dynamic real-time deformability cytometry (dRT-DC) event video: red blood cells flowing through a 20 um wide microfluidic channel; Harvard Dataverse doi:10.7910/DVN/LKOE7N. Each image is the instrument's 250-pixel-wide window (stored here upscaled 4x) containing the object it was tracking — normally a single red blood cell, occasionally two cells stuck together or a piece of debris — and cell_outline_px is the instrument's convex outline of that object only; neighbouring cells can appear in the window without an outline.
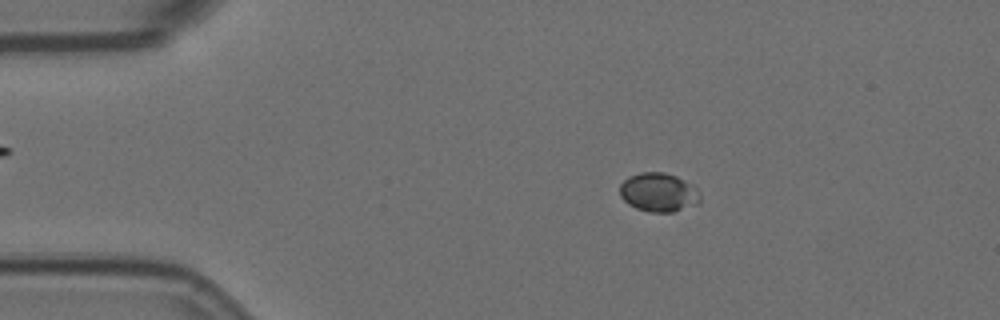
{"species": "Egyptian fruit bat (a non-hibernating species)", "species_latin": "Rousettus aegyptiacus", "temperature_condition": "room temperature", "stored_images_in_passage": 56, "camera_frame_rate_fps": 3000, "um_per_image_px": 0.085, "animal": {"sex": "female"}, "frame": {"image": 1, "passage_image": 10, "time_ms": 3.0, "image_size_px": [1000, 320], "cell_outline_px": [[700, 200], [696, 204], [672, 212], [648, 212], [636, 208], [628, 204], [620, 196], [620, 184], [628, 176], [640, 172], [664, 172], [676, 176], [692, 184], [696, 188], [700, 196]], "centroid_in_image_um": [55.95, 16.34], "position_along_channel_um": 29.0, "area_um2": 18.21}}
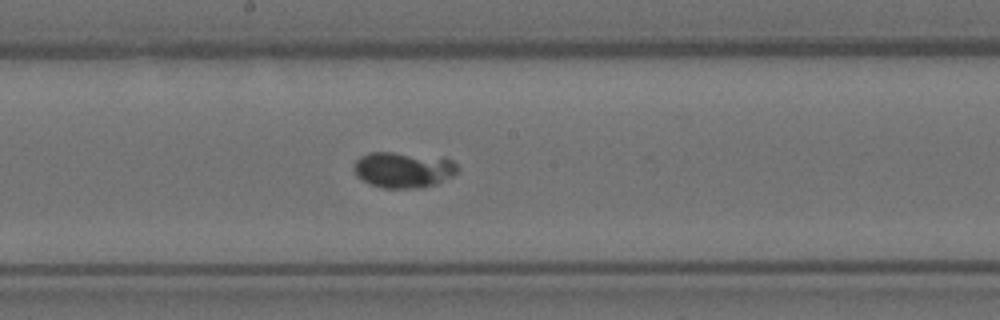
{"frame": {"image": 2, "passage_image": 30, "time_ms": 9.667, "image_size_px": [1000, 320], "cell_outline_px": [[460, 168], [452, 176], [436, 184], [420, 188], [384, 188], [368, 184], [356, 176], [356, 160], [360, 156], [368, 152], [392, 152], [444, 156], [452, 160]], "centroid_in_image_um": [34.33, 14.42], "position_along_channel_um": 213.9, "area_um2": 21.96}}
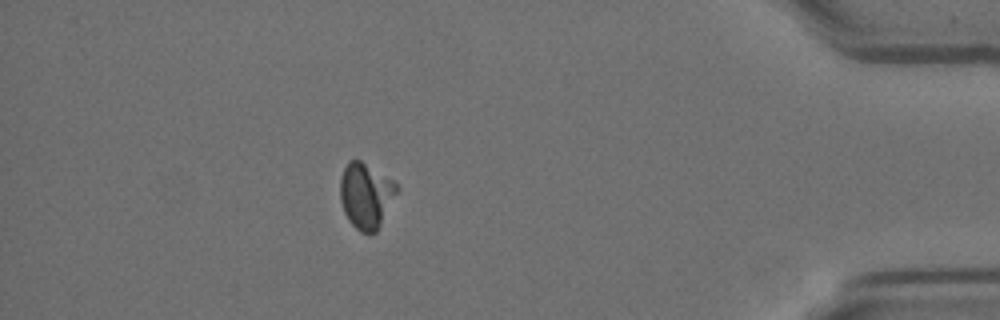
{"frame": {"image": 3, "passage_image": 50, "time_ms": 16.333, "image_size_px": [1000, 320], "cell_outline_px": [[400, 188], [376, 232], [360, 232], [348, 220], [344, 212], [340, 200], [340, 180], [344, 168], [348, 160], [360, 160], [392, 180]], "centroid_in_image_um": [31.09, 16.61], "position_along_channel_um": 404.1, "area_um2": 21.44}, "authors_computed_cell_mechanics": {"area_um2": 20.8658, "velocity_mm_per_s": 3.5771, "shape_relaxation_time_tau1_ms": 6.2825, "shape_relaxation_time_tau2_ms": null, "deformation_change_tau1": 0.1325, "deformation_change_tau2": null}}